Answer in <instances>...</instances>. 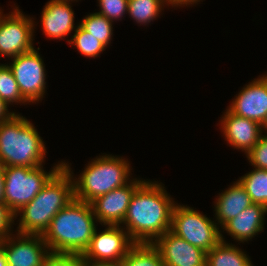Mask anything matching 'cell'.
Listing matches in <instances>:
<instances>
[{
    "label": "cell",
    "mask_w": 267,
    "mask_h": 266,
    "mask_svg": "<svg viewBox=\"0 0 267 266\" xmlns=\"http://www.w3.org/2000/svg\"><path fill=\"white\" fill-rule=\"evenodd\" d=\"M228 109L235 115L262 125L267 116V74L245 85Z\"/></svg>",
    "instance_id": "13"
},
{
    "label": "cell",
    "mask_w": 267,
    "mask_h": 266,
    "mask_svg": "<svg viewBox=\"0 0 267 266\" xmlns=\"http://www.w3.org/2000/svg\"><path fill=\"white\" fill-rule=\"evenodd\" d=\"M99 1L100 15L105 16L108 20L114 22L122 19L123 15L128 12V0H97Z\"/></svg>",
    "instance_id": "26"
},
{
    "label": "cell",
    "mask_w": 267,
    "mask_h": 266,
    "mask_svg": "<svg viewBox=\"0 0 267 266\" xmlns=\"http://www.w3.org/2000/svg\"><path fill=\"white\" fill-rule=\"evenodd\" d=\"M5 166L0 162V202H5Z\"/></svg>",
    "instance_id": "32"
},
{
    "label": "cell",
    "mask_w": 267,
    "mask_h": 266,
    "mask_svg": "<svg viewBox=\"0 0 267 266\" xmlns=\"http://www.w3.org/2000/svg\"><path fill=\"white\" fill-rule=\"evenodd\" d=\"M252 167L267 170V135H261L259 141L246 154Z\"/></svg>",
    "instance_id": "27"
},
{
    "label": "cell",
    "mask_w": 267,
    "mask_h": 266,
    "mask_svg": "<svg viewBox=\"0 0 267 266\" xmlns=\"http://www.w3.org/2000/svg\"><path fill=\"white\" fill-rule=\"evenodd\" d=\"M106 228L93 233L90 245L82 260L121 262L135 242L121 225H104Z\"/></svg>",
    "instance_id": "10"
},
{
    "label": "cell",
    "mask_w": 267,
    "mask_h": 266,
    "mask_svg": "<svg viewBox=\"0 0 267 266\" xmlns=\"http://www.w3.org/2000/svg\"><path fill=\"white\" fill-rule=\"evenodd\" d=\"M267 208L260 204H251L237 217L228 221L221 229L240 243L247 242L264 230Z\"/></svg>",
    "instance_id": "17"
},
{
    "label": "cell",
    "mask_w": 267,
    "mask_h": 266,
    "mask_svg": "<svg viewBox=\"0 0 267 266\" xmlns=\"http://www.w3.org/2000/svg\"><path fill=\"white\" fill-rule=\"evenodd\" d=\"M113 22L99 13H90L80 21L79 25L89 34L98 39L106 47L113 36Z\"/></svg>",
    "instance_id": "23"
},
{
    "label": "cell",
    "mask_w": 267,
    "mask_h": 266,
    "mask_svg": "<svg viewBox=\"0 0 267 266\" xmlns=\"http://www.w3.org/2000/svg\"><path fill=\"white\" fill-rule=\"evenodd\" d=\"M95 223L91 203L74 198L53 217L42 236L50 252L82 255L97 228Z\"/></svg>",
    "instance_id": "3"
},
{
    "label": "cell",
    "mask_w": 267,
    "mask_h": 266,
    "mask_svg": "<svg viewBox=\"0 0 267 266\" xmlns=\"http://www.w3.org/2000/svg\"><path fill=\"white\" fill-rule=\"evenodd\" d=\"M0 97L6 104L13 105L14 102L18 105L22 103L29 104L22 96L15 77L9 68L8 64H0Z\"/></svg>",
    "instance_id": "25"
},
{
    "label": "cell",
    "mask_w": 267,
    "mask_h": 266,
    "mask_svg": "<svg viewBox=\"0 0 267 266\" xmlns=\"http://www.w3.org/2000/svg\"><path fill=\"white\" fill-rule=\"evenodd\" d=\"M75 33L67 40L69 45L76 47L77 51L83 56L96 58L101 52L105 51L106 46L98 39L85 31L79 24Z\"/></svg>",
    "instance_id": "24"
},
{
    "label": "cell",
    "mask_w": 267,
    "mask_h": 266,
    "mask_svg": "<svg viewBox=\"0 0 267 266\" xmlns=\"http://www.w3.org/2000/svg\"><path fill=\"white\" fill-rule=\"evenodd\" d=\"M15 214L9 209L5 202H0V240L11 235Z\"/></svg>",
    "instance_id": "29"
},
{
    "label": "cell",
    "mask_w": 267,
    "mask_h": 266,
    "mask_svg": "<svg viewBox=\"0 0 267 266\" xmlns=\"http://www.w3.org/2000/svg\"><path fill=\"white\" fill-rule=\"evenodd\" d=\"M130 168L127 159L112 154L91 159L78 179L73 177L74 198L91 203L97 197L125 186L131 180Z\"/></svg>",
    "instance_id": "5"
},
{
    "label": "cell",
    "mask_w": 267,
    "mask_h": 266,
    "mask_svg": "<svg viewBox=\"0 0 267 266\" xmlns=\"http://www.w3.org/2000/svg\"><path fill=\"white\" fill-rule=\"evenodd\" d=\"M8 105L6 102L0 97V123L10 119L15 113L8 111Z\"/></svg>",
    "instance_id": "30"
},
{
    "label": "cell",
    "mask_w": 267,
    "mask_h": 266,
    "mask_svg": "<svg viewBox=\"0 0 267 266\" xmlns=\"http://www.w3.org/2000/svg\"><path fill=\"white\" fill-rule=\"evenodd\" d=\"M0 266H7L6 257L3 252V247L0 244Z\"/></svg>",
    "instance_id": "34"
},
{
    "label": "cell",
    "mask_w": 267,
    "mask_h": 266,
    "mask_svg": "<svg viewBox=\"0 0 267 266\" xmlns=\"http://www.w3.org/2000/svg\"><path fill=\"white\" fill-rule=\"evenodd\" d=\"M222 134L227 143L247 154L259 141L262 128L259 123L233 114L228 108L220 119Z\"/></svg>",
    "instance_id": "15"
},
{
    "label": "cell",
    "mask_w": 267,
    "mask_h": 266,
    "mask_svg": "<svg viewBox=\"0 0 267 266\" xmlns=\"http://www.w3.org/2000/svg\"><path fill=\"white\" fill-rule=\"evenodd\" d=\"M153 245L159 250L164 266H206V252L170 230L158 237Z\"/></svg>",
    "instance_id": "14"
},
{
    "label": "cell",
    "mask_w": 267,
    "mask_h": 266,
    "mask_svg": "<svg viewBox=\"0 0 267 266\" xmlns=\"http://www.w3.org/2000/svg\"><path fill=\"white\" fill-rule=\"evenodd\" d=\"M9 63L19 90L28 103L43 99L46 89V69L39 51L35 48L27 53L11 58Z\"/></svg>",
    "instance_id": "9"
},
{
    "label": "cell",
    "mask_w": 267,
    "mask_h": 266,
    "mask_svg": "<svg viewBox=\"0 0 267 266\" xmlns=\"http://www.w3.org/2000/svg\"><path fill=\"white\" fill-rule=\"evenodd\" d=\"M83 266H121L120 262L83 260Z\"/></svg>",
    "instance_id": "31"
},
{
    "label": "cell",
    "mask_w": 267,
    "mask_h": 266,
    "mask_svg": "<svg viewBox=\"0 0 267 266\" xmlns=\"http://www.w3.org/2000/svg\"><path fill=\"white\" fill-rule=\"evenodd\" d=\"M251 200L267 208V170L255 168L238 180Z\"/></svg>",
    "instance_id": "21"
},
{
    "label": "cell",
    "mask_w": 267,
    "mask_h": 266,
    "mask_svg": "<svg viewBox=\"0 0 267 266\" xmlns=\"http://www.w3.org/2000/svg\"><path fill=\"white\" fill-rule=\"evenodd\" d=\"M2 15H3V12H2V10L0 9V18H1Z\"/></svg>",
    "instance_id": "36"
},
{
    "label": "cell",
    "mask_w": 267,
    "mask_h": 266,
    "mask_svg": "<svg viewBox=\"0 0 267 266\" xmlns=\"http://www.w3.org/2000/svg\"><path fill=\"white\" fill-rule=\"evenodd\" d=\"M165 4L169 6L167 0H128V14L138 24L144 26L154 21Z\"/></svg>",
    "instance_id": "22"
},
{
    "label": "cell",
    "mask_w": 267,
    "mask_h": 266,
    "mask_svg": "<svg viewBox=\"0 0 267 266\" xmlns=\"http://www.w3.org/2000/svg\"><path fill=\"white\" fill-rule=\"evenodd\" d=\"M219 227L215 220L187 205L176 203L173 208L170 231L206 253L222 241Z\"/></svg>",
    "instance_id": "7"
},
{
    "label": "cell",
    "mask_w": 267,
    "mask_h": 266,
    "mask_svg": "<svg viewBox=\"0 0 267 266\" xmlns=\"http://www.w3.org/2000/svg\"><path fill=\"white\" fill-rule=\"evenodd\" d=\"M143 181L134 178L125 186L114 189L92 201L91 206L97 222L102 226L106 224L121 225L131 197Z\"/></svg>",
    "instance_id": "12"
},
{
    "label": "cell",
    "mask_w": 267,
    "mask_h": 266,
    "mask_svg": "<svg viewBox=\"0 0 267 266\" xmlns=\"http://www.w3.org/2000/svg\"><path fill=\"white\" fill-rule=\"evenodd\" d=\"M121 266H164L159 250L153 243H135L120 262Z\"/></svg>",
    "instance_id": "20"
},
{
    "label": "cell",
    "mask_w": 267,
    "mask_h": 266,
    "mask_svg": "<svg viewBox=\"0 0 267 266\" xmlns=\"http://www.w3.org/2000/svg\"><path fill=\"white\" fill-rule=\"evenodd\" d=\"M43 266H83L82 255L50 252Z\"/></svg>",
    "instance_id": "28"
},
{
    "label": "cell",
    "mask_w": 267,
    "mask_h": 266,
    "mask_svg": "<svg viewBox=\"0 0 267 266\" xmlns=\"http://www.w3.org/2000/svg\"><path fill=\"white\" fill-rule=\"evenodd\" d=\"M71 170L68 162H63L33 200L15 213V219L20 215L18 233L43 235L53 217L74 199Z\"/></svg>",
    "instance_id": "2"
},
{
    "label": "cell",
    "mask_w": 267,
    "mask_h": 266,
    "mask_svg": "<svg viewBox=\"0 0 267 266\" xmlns=\"http://www.w3.org/2000/svg\"><path fill=\"white\" fill-rule=\"evenodd\" d=\"M44 143L33 123L16 112L0 123V162L5 167L42 165L47 152Z\"/></svg>",
    "instance_id": "4"
},
{
    "label": "cell",
    "mask_w": 267,
    "mask_h": 266,
    "mask_svg": "<svg viewBox=\"0 0 267 266\" xmlns=\"http://www.w3.org/2000/svg\"><path fill=\"white\" fill-rule=\"evenodd\" d=\"M62 166L63 161L56 164L49 172L43 169V165L35 168L5 167L4 195L9 209L15 214L30 203Z\"/></svg>",
    "instance_id": "6"
},
{
    "label": "cell",
    "mask_w": 267,
    "mask_h": 266,
    "mask_svg": "<svg viewBox=\"0 0 267 266\" xmlns=\"http://www.w3.org/2000/svg\"><path fill=\"white\" fill-rule=\"evenodd\" d=\"M221 235V242L206 253V266H254L250 258Z\"/></svg>",
    "instance_id": "19"
},
{
    "label": "cell",
    "mask_w": 267,
    "mask_h": 266,
    "mask_svg": "<svg viewBox=\"0 0 267 266\" xmlns=\"http://www.w3.org/2000/svg\"><path fill=\"white\" fill-rule=\"evenodd\" d=\"M11 13V14H10ZM33 18L24 15L18 7L0 18V58H14L33 50ZM10 57V58H9Z\"/></svg>",
    "instance_id": "8"
},
{
    "label": "cell",
    "mask_w": 267,
    "mask_h": 266,
    "mask_svg": "<svg viewBox=\"0 0 267 266\" xmlns=\"http://www.w3.org/2000/svg\"><path fill=\"white\" fill-rule=\"evenodd\" d=\"M214 205L215 222L221 228L232 218L237 217L244 209L253 204L245 188L237 180L217 196Z\"/></svg>",
    "instance_id": "18"
},
{
    "label": "cell",
    "mask_w": 267,
    "mask_h": 266,
    "mask_svg": "<svg viewBox=\"0 0 267 266\" xmlns=\"http://www.w3.org/2000/svg\"><path fill=\"white\" fill-rule=\"evenodd\" d=\"M164 188L144 180L132 195L122 227L135 243H153L170 230L176 202Z\"/></svg>",
    "instance_id": "1"
},
{
    "label": "cell",
    "mask_w": 267,
    "mask_h": 266,
    "mask_svg": "<svg viewBox=\"0 0 267 266\" xmlns=\"http://www.w3.org/2000/svg\"><path fill=\"white\" fill-rule=\"evenodd\" d=\"M13 234L0 240L7 266H43L50 253L43 236L38 234Z\"/></svg>",
    "instance_id": "11"
},
{
    "label": "cell",
    "mask_w": 267,
    "mask_h": 266,
    "mask_svg": "<svg viewBox=\"0 0 267 266\" xmlns=\"http://www.w3.org/2000/svg\"><path fill=\"white\" fill-rule=\"evenodd\" d=\"M261 128H262V131H264V130H265V132L267 131V116H266L265 120L263 121ZM266 134H267V132H266Z\"/></svg>",
    "instance_id": "35"
},
{
    "label": "cell",
    "mask_w": 267,
    "mask_h": 266,
    "mask_svg": "<svg viewBox=\"0 0 267 266\" xmlns=\"http://www.w3.org/2000/svg\"><path fill=\"white\" fill-rule=\"evenodd\" d=\"M202 0H170V5L171 7H184L187 5H194V4H198V2H200Z\"/></svg>",
    "instance_id": "33"
},
{
    "label": "cell",
    "mask_w": 267,
    "mask_h": 266,
    "mask_svg": "<svg viewBox=\"0 0 267 266\" xmlns=\"http://www.w3.org/2000/svg\"><path fill=\"white\" fill-rule=\"evenodd\" d=\"M70 2L72 1L50 0L44 6L41 13V27L48 38L63 40L71 31L76 30L74 11Z\"/></svg>",
    "instance_id": "16"
}]
</instances>
